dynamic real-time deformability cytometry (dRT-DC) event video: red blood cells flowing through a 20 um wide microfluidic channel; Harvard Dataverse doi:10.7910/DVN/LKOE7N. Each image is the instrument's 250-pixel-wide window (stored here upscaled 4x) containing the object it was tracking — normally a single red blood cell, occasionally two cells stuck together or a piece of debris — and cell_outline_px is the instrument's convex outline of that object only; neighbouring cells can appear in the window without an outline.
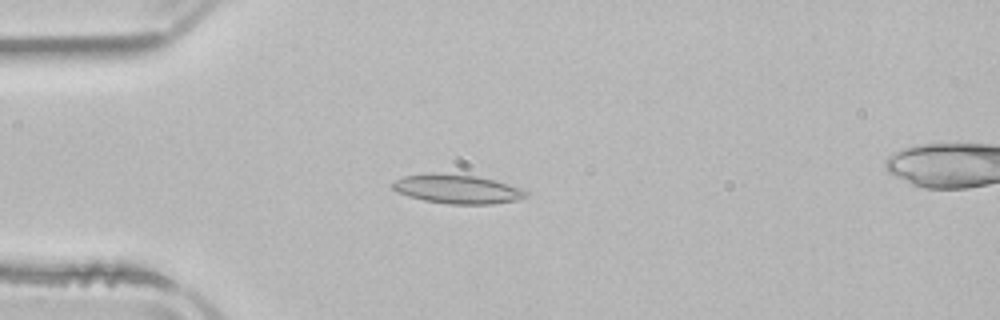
{"species": "common noctule bat (a hibernating species)", "species_latin": "Nyctalus noctula", "temperature_condition": "room temperature", "stored_images_in_passage": 4, "camera_frame_rate_fps": 3000, "um_per_image_px": 0.085, "animal": {"sex": "male", "body_mass_g": 21.5, "forearm_length_mm": 52.0}, "frame": {"image": 1, "passage_image": 3, "time_ms": 2.333, "image_size_px": [1000, 320], "cell_outline_px": [[528, 196], [516, 200], [492, 204], [448, 204], [424, 200], [408, 196], [392, 188], [388, 184], [392, 180], [404, 176], [432, 172], [440, 172], [476, 176], [492, 180], [520, 188], [528, 192]], "centroid_in_image_um": [38.79, 16.06], "position_along_channel_um": 46.2, "area_um2": 22.66}}